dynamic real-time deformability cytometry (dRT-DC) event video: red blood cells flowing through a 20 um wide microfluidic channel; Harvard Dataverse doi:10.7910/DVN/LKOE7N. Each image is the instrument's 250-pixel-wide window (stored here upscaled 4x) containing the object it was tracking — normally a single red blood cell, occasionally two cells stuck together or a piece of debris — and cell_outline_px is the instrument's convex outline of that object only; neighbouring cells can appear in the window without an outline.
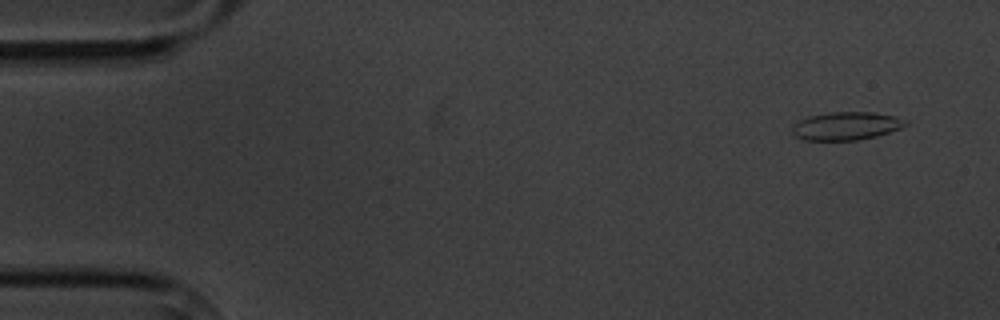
{"species": "common noctule bat (a hibernating species)", "species_latin": "Nyctalus noctula", "temperature_condition": "cold", "stored_images_in_passage": 5, "camera_frame_rate_fps": 3000, "um_per_image_px": 0.085, "animal": {"sex": "male", "body_mass_g": 20.1, "forearm_length_mm": 53.5}, "frame": {"image": 1, "passage_image": 1, "time_ms": 0.0, "image_size_px": [1000, 320], "cell_outline_px": [[908, 124], [900, 128], [876, 136], [856, 140], [804, 140], [796, 136], [792, 132], [792, 128], [800, 120], [808, 116], [832, 112], [872, 112], [896, 116], [908, 120]], "centroid_in_image_um": [71.95, 10.7], "position_along_channel_um": 13.0, "area_um2": 18.44}}